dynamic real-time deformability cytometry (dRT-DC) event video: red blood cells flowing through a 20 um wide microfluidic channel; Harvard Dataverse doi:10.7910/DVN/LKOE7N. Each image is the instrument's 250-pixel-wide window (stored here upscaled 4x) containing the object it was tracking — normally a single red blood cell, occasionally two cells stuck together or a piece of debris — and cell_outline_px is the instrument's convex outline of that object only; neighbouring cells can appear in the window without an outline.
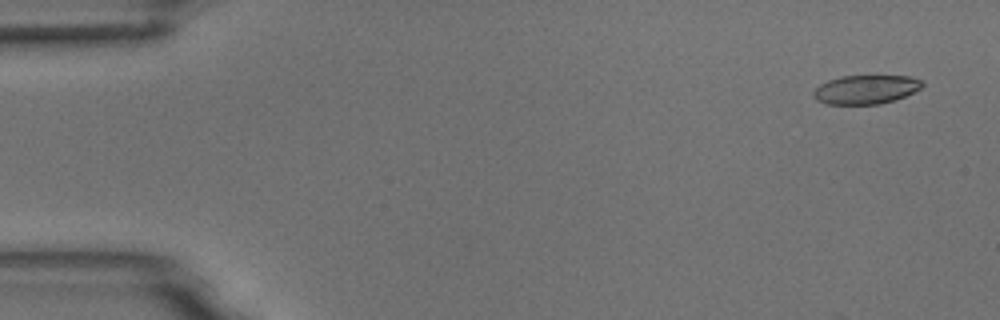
{"species": "common noctule bat (a hibernating species)", "species_latin": "Nyctalus noctula", "temperature_condition": "room temperature", "stored_images_in_passage": 50, "camera_frame_rate_fps": 3000, "um_per_image_px": 0.085, "animal": {"sex": "male", "body_mass_g": 18.8}, "frame": {"image": 1, "passage_image": 3, "time_ms": 0.667, "image_size_px": [1000, 320], "cell_outline_px": [[924, 84], [920, 88], [904, 96], [880, 104], [824, 104], [816, 100], [812, 96], [812, 92], [820, 84], [828, 80], [840, 76], [908, 76], [920, 80]], "centroid_in_image_um": [73.53, 7.61], "position_along_channel_um": 11.5, "area_um2": 18.21}}
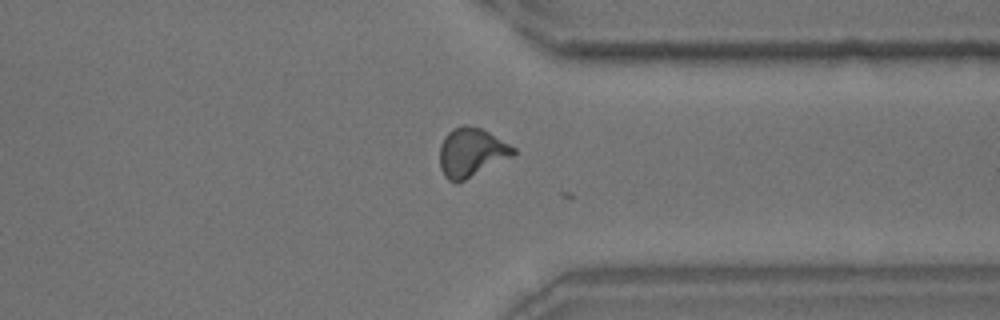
{"frame": {"image": 2, "passage_image": 42, "time_ms": 13.667, "image_size_px": [1000, 320], "cell_outline_px": [[516, 152], [512, 156], [464, 180], [448, 180], [444, 176], [440, 168], [440, 144], [444, 136], [452, 128], [464, 124], [480, 128], [488, 132], [516, 148]], "centroid_in_image_um": [40.04, 12.92], "position_along_channel_um": 371.4, "area_um2": 20.63}}
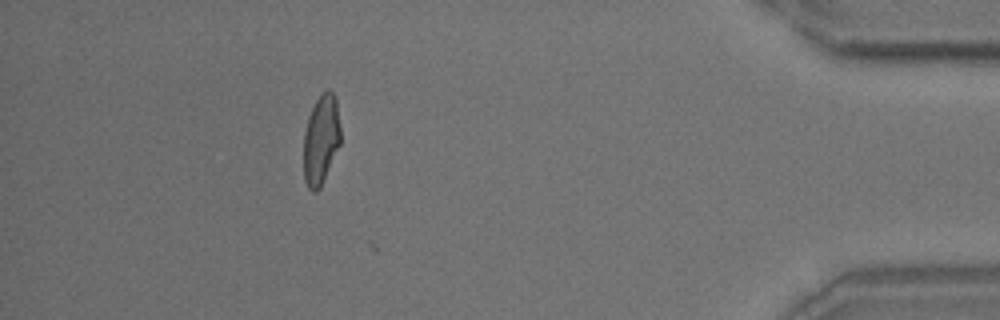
{"frame": {"image": 3, "passage_image": 49, "time_ms": 16.0, "image_size_px": [1000, 320], "cell_outline_px": [[340, 144], [320, 188], [316, 192], [312, 192], [308, 188], [304, 180], [304, 132], [308, 116], [320, 92], [328, 88], [332, 92], [336, 100], [340, 128]], "centroid_in_image_um": [27.27, 11.86], "position_along_channel_um": 407.9, "area_um2": 19.36}}